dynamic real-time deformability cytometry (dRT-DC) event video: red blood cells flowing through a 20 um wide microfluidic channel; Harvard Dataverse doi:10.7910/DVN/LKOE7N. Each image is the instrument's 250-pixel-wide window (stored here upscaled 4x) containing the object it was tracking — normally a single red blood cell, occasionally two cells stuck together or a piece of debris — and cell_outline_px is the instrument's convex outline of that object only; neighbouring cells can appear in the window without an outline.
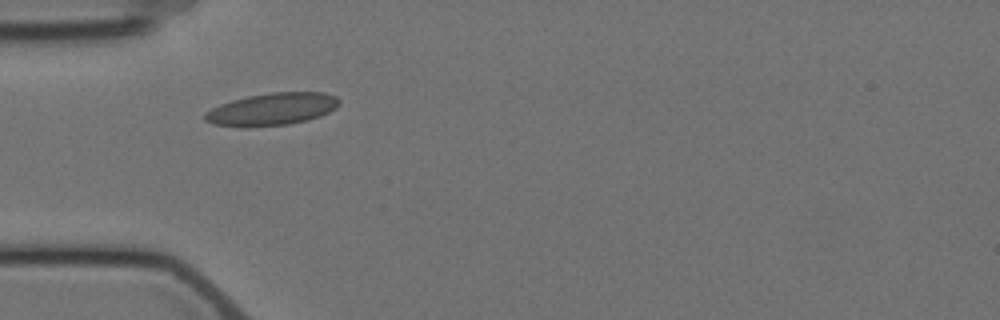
{"species": "Egyptian fruit bat (a non-hibernating species)", "species_latin": "Rousettus aegyptiacus", "temperature_condition": "cold", "stored_images_in_passage": 6, "camera_frame_rate_fps": 3000, "um_per_image_px": 0.085, "animal": {"sex": "female"}, "frame": {"image": 1, "passage_image": 1, "time_ms": 0.0, "image_size_px": [1000, 320], "cell_outline_px": [[340, 104], [336, 108], [320, 116], [308, 120], [288, 124], [212, 124], [204, 120], [204, 112], [220, 104], [232, 100], [248, 96], [272, 92], [324, 92], [336, 96], [340, 100]], "centroid_in_image_um": [23.2, 9.22], "position_along_channel_um": 61.8, "area_um2": 24.51}}
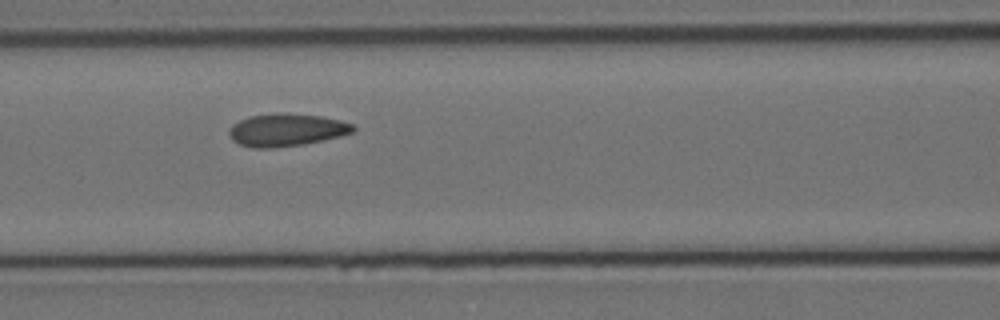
{"frame": {"image": 2, "passage_image": 3, "time_ms": 2.333, "image_size_px": [1000, 320], "cell_outline_px": [[356, 128], [352, 132], [340, 136], [304, 144], [268, 148], [252, 148], [240, 144], [232, 140], [228, 132], [232, 124], [248, 116], [280, 112], [288, 112], [320, 116], [340, 120], [352, 124]], "centroid_in_image_um": [24.32, 11.03], "position_along_channel_um": 142.3, "area_um2": 23.64}}
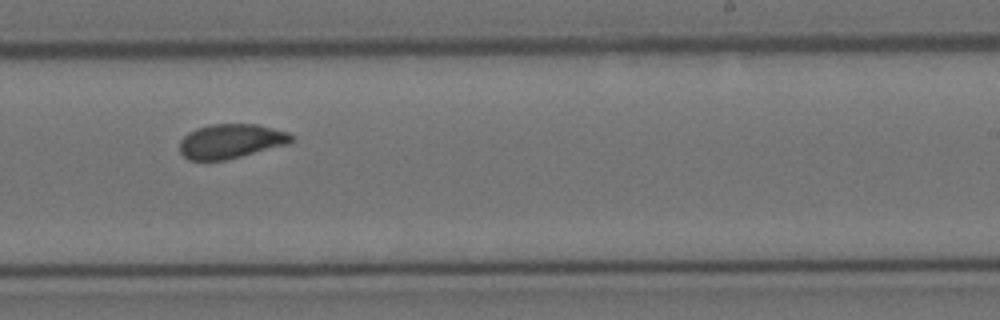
{"frame": {"image": 3, "passage_image": 6, "time_ms": 6.0, "image_size_px": [1000, 320], "cell_outline_px": [[292, 140], [288, 144], [224, 160], [188, 160], [180, 152], [180, 140], [188, 132], [196, 128], [212, 124], [256, 124], [288, 132], [292, 136]], "centroid_in_image_um": [19.59, 11.99], "position_along_channel_um": 269.4, "area_um2": 22.2}}